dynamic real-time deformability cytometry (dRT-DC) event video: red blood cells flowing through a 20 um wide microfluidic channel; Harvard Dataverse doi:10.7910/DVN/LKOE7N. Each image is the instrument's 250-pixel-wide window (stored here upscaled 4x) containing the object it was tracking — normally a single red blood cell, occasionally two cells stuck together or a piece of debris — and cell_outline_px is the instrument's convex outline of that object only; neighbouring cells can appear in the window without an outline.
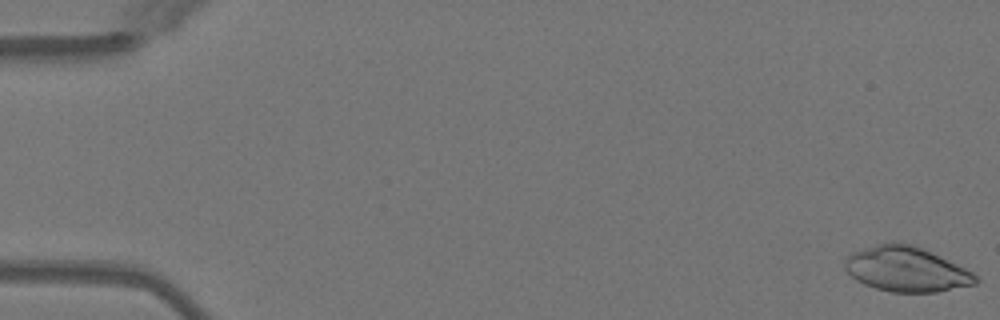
{"species": "Egyptian fruit bat (a non-hibernating species)", "species_latin": "Rousettus aegyptiacus", "temperature_condition": "warm", "stored_images_in_passage": 51, "camera_frame_rate_fps": 3000, "um_per_image_px": 0.085, "animal": {"sex": "female"}, "frame": {"image": 1, "passage_image": 1, "time_ms": 0.0, "image_size_px": [1000, 320], "cell_outline_px": [[980, 280], [976, 284], [936, 292], [892, 292], [876, 288], [864, 284], [856, 280], [844, 268], [844, 260], [852, 252], [876, 244], [892, 240], [900, 240], [912, 244], [956, 264], [972, 272]], "centroid_in_image_um": [77.0, 22.86], "position_along_channel_um": 8.0, "area_um2": 34.28}}
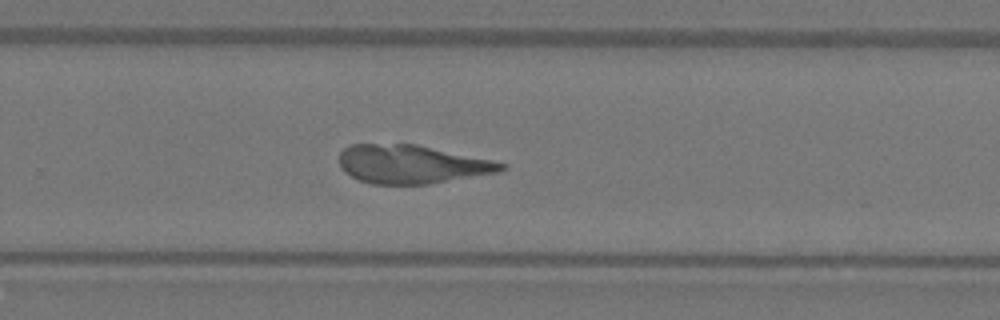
{"frame": {"image": 2, "passage_image": 34, "time_ms": 11.0, "image_size_px": [1000, 320], "cell_outline_px": [[508, 168], [500, 172], [428, 184], [372, 184], [360, 180], [344, 172], [340, 168], [340, 152], [348, 144], [416, 144], [492, 160], [508, 164]], "centroid_in_image_um": [35.01, 13.96], "position_along_channel_um": 294.8, "area_um2": 36.41}}